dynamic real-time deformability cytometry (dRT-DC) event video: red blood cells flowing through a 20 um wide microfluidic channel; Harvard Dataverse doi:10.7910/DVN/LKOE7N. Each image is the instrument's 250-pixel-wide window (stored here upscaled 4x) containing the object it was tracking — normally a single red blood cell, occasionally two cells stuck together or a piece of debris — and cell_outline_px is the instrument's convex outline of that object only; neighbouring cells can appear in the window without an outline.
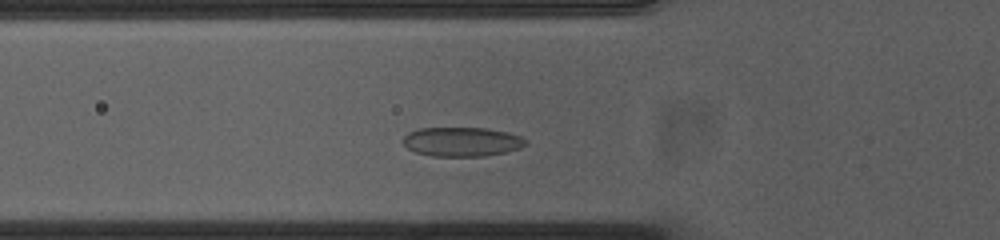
{"species": "common noctule bat (a hibernating species)", "species_latin": "Nyctalus noctula", "temperature_condition": "cold", "stored_images_in_passage": 49, "segment_of_instrument_passage": [1, 2], "camera_frame_rate_fps": 3000, "um_per_image_px": 0.085, "animal": {"sex": "female", "body_mass_g": 23.0, "forearm_length_mm": 53.4}, "frame": {"image": 1, "passage_image": 10, "time_ms": 3.0, "image_size_px": [1000, 240], "cell_outline_px": [[528, 144], [520, 148], [504, 152], [484, 156], [432, 156], [416, 152], [408, 148], [404, 144], [404, 136], [408, 132], [420, 128], [484, 128], [508, 132], [524, 136], [528, 140]], "centroid_in_image_um": [39.31, 12.04], "position_along_channel_um": 86.5, "area_um2": 20.98}}
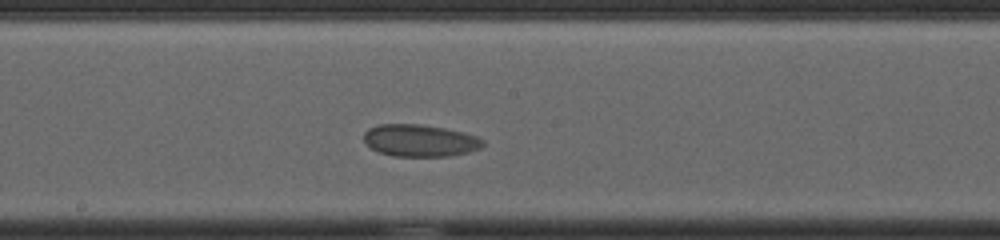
{"frame": {"image": 2, "passage_image": 21, "time_ms": 6.667, "image_size_px": [1000, 240], "cell_outline_px": [[484, 144], [480, 148], [468, 152], [452, 156], [392, 156], [380, 152], [372, 148], [364, 140], [364, 132], [368, 128], [380, 124], [420, 124], [444, 128], [476, 136], [484, 140]], "centroid_in_image_um": [35.69, 11.94], "position_along_channel_um": 212.5, "area_um2": 22.14}}
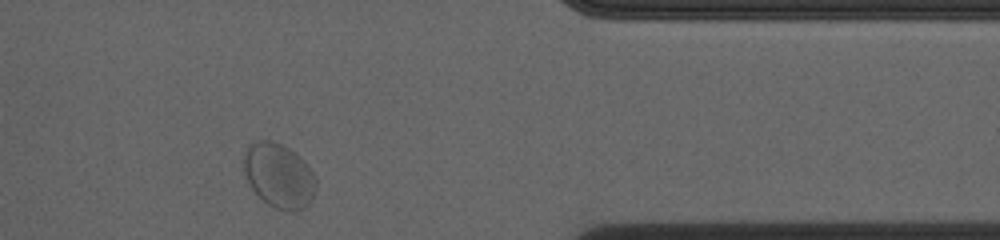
{"frame": {"image": 3, "passage_image": 38, "time_ms": 12.333, "image_size_px": [1000, 240], "cell_outline_px": [[316, 188], [308, 204], [292, 212], [276, 208], [268, 204], [252, 188], [244, 172], [244, 156], [248, 148], [256, 140], [268, 140], [280, 144], [288, 148], [300, 156], [308, 164], [316, 176]], "centroid_in_image_um": [23.74, 14.91], "position_along_channel_um": 387.7, "area_um2": 26.76}}